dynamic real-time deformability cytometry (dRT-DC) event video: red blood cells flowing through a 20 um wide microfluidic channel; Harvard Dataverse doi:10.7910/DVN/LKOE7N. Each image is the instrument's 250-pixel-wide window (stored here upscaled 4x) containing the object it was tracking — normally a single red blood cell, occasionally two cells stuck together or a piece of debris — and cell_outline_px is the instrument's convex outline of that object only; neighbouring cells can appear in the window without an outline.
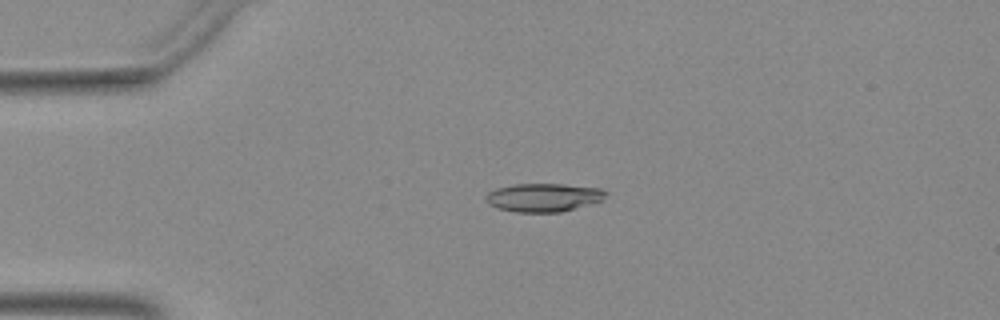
{"species": "Egyptian fruit bat (a non-hibernating species)", "species_latin": "Rousettus aegyptiacus", "temperature_condition": "warm", "stored_images_in_passage": 45, "segment_of_instrument_passage": [1, 2], "camera_frame_rate_fps": 3000, "um_per_image_px": 0.085, "animal": {"sex": "female"}, "frame": {"image": 1, "passage_image": 5, "time_ms": 1.333, "image_size_px": [1000, 320], "cell_outline_px": [[608, 192], [604, 200], [560, 212], [516, 212], [496, 208], [488, 204], [484, 196], [488, 192], [496, 188], [516, 184], [564, 184], [600, 188]], "centroid_in_image_um": [46.19, 16.78], "position_along_channel_um": 38.8, "area_um2": 19.94}}
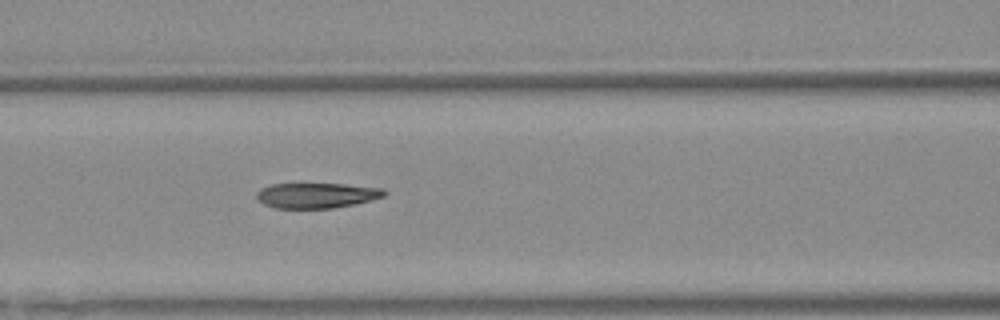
{"frame": {"image": 2, "passage_image": 15, "time_ms": 4.667, "image_size_px": [1000, 320], "cell_outline_px": [[388, 192], [384, 196], [356, 204], [332, 208], [276, 208], [264, 204], [256, 196], [256, 192], [260, 188], [272, 184], [344, 184], [384, 188]], "centroid_in_image_um": [26.93, 16.6], "position_along_channel_um": 139.7, "area_um2": 18.79}}
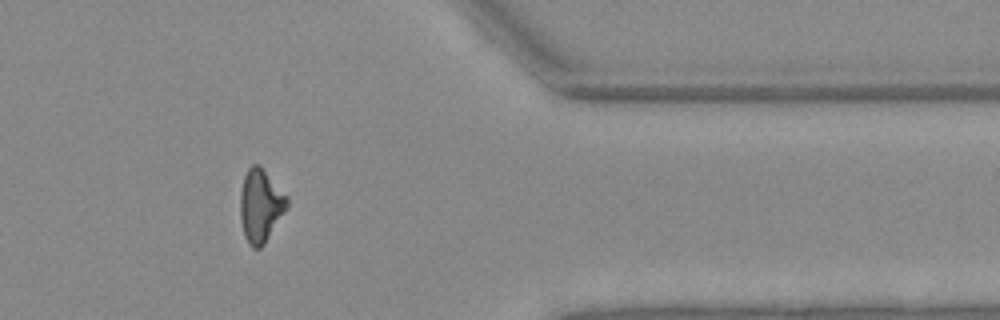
{"frame": {"image": 3, "passage_image": 35, "time_ms": 11.333, "image_size_px": [1000, 320], "cell_outline_px": [[288, 208], [264, 244], [260, 248], [252, 248], [248, 244], [244, 236], [240, 220], [240, 192], [244, 176], [248, 168], [252, 164], [260, 164], [288, 196]], "centroid_in_image_um": [22.15, 17.47], "position_along_channel_um": 389.3, "area_um2": 20.29}}